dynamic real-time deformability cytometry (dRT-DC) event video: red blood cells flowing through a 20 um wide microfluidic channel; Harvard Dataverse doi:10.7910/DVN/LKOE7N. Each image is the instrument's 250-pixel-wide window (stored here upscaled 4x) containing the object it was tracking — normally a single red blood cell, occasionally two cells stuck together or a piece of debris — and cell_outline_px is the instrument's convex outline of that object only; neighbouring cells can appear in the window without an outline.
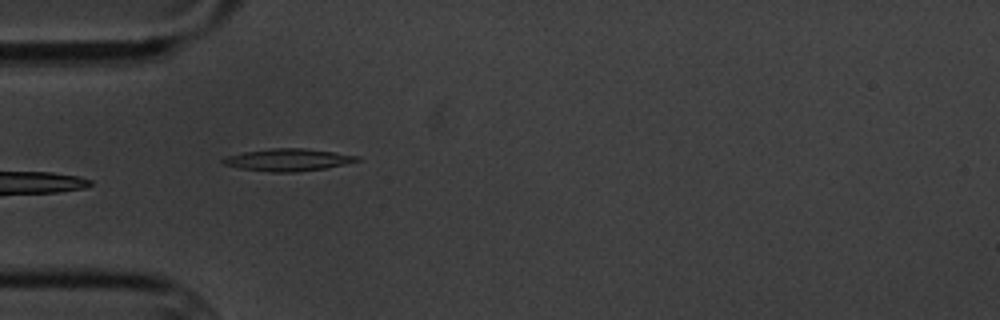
{"species": "common noctule bat (a hibernating species)", "species_latin": "Nyctalus noctula", "temperature_condition": "cold", "stored_images_in_passage": 8, "camera_frame_rate_fps": 3000, "um_per_image_px": 0.085, "animal": {"sex": "male", "body_mass_g": 20.1, "forearm_length_mm": 53.5}, "frame": {"image": 1, "passage_image": 6, "time_ms": 5.667, "image_size_px": [1000, 320], "cell_outline_px": [[360, 160], [344, 164], [324, 168], [296, 172], [272, 172], [240, 168], [224, 164], [220, 160], [224, 156], [244, 152], [268, 148], [304, 148], [336, 152], [360, 156]], "centroid_in_image_um": [24.46, 13.57], "position_along_channel_um": 60.5, "area_um2": 17.4}}
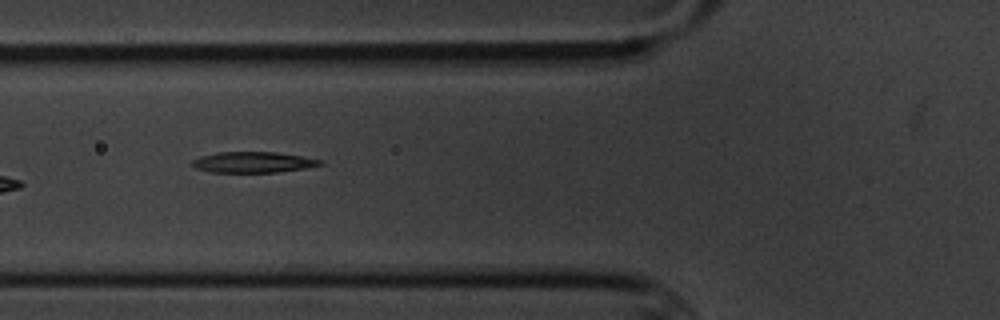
{"frame": {"image": 2, "passage_image": 7, "time_ms": 7.0, "image_size_px": [1000, 320], "cell_outline_px": [[324, 164], [304, 168], [276, 172], [212, 172], [196, 168], [192, 164], [192, 160], [200, 156], [216, 152], [276, 152], [324, 160]], "centroid_in_image_um": [21.51, 13.78], "position_along_channel_um": 104.3, "area_um2": 15.43}}
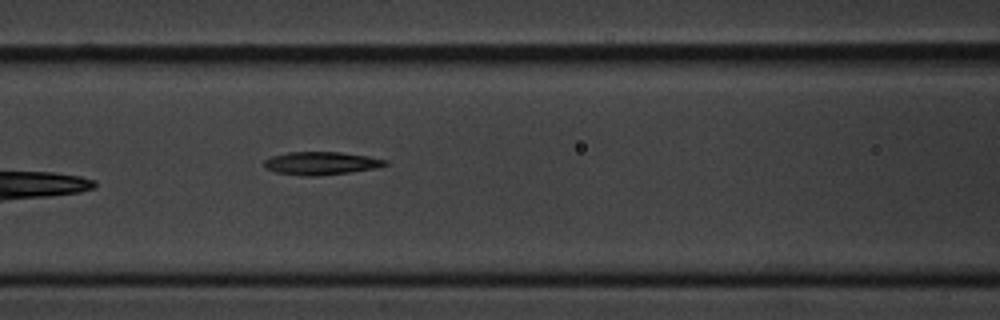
{"frame": {"image": 3, "passage_image": 8, "time_ms": 8.0, "image_size_px": [1000, 320], "cell_outline_px": [[388, 164], [376, 168], [348, 172], [312, 176], [308, 176], [276, 172], [264, 168], [264, 160], [272, 156], [288, 152], [340, 152], [368, 156], [388, 160]], "centroid_in_image_um": [27.29, 13.86], "position_along_channel_um": 139.3, "area_um2": 16.07}}